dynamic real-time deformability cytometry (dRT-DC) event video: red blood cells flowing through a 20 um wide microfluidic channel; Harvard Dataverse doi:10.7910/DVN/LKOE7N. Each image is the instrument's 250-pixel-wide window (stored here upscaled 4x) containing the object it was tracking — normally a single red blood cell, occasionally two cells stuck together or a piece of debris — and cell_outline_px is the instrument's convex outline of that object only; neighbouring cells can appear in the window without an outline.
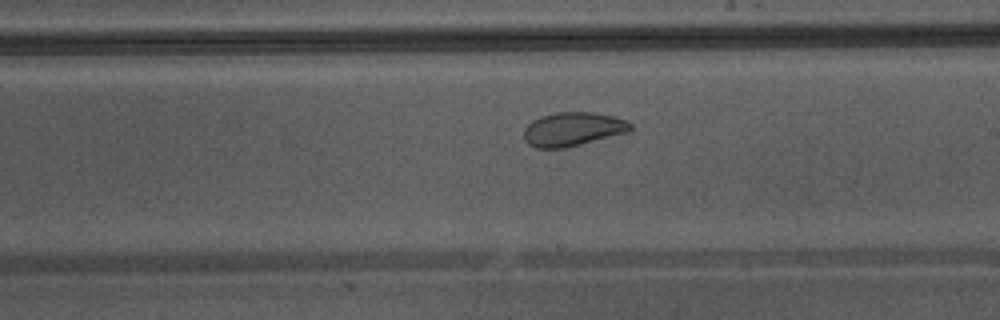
{"species": "Egyptian fruit bat (a non-hibernating species)", "species_latin": "Rousettus aegyptiacus", "temperature_condition": "warm", "stored_images_in_passage": 34, "camera_frame_rate_fps": 3000, "um_per_image_px": 0.085, "animal": {"sex": "male"}, "frame": {"image": 1, "passage_image": 15, "time_ms": 4.667, "image_size_px": [1000, 320], "cell_outline_px": [[632, 128], [628, 132], [564, 148], [536, 148], [528, 144], [524, 140], [524, 128], [532, 120], [540, 116], [556, 112], [592, 112], [612, 116], [628, 120], [632, 124]], "centroid_in_image_um": [48.67, 10.97], "position_along_channel_um": 240.3, "area_um2": 21.04}}
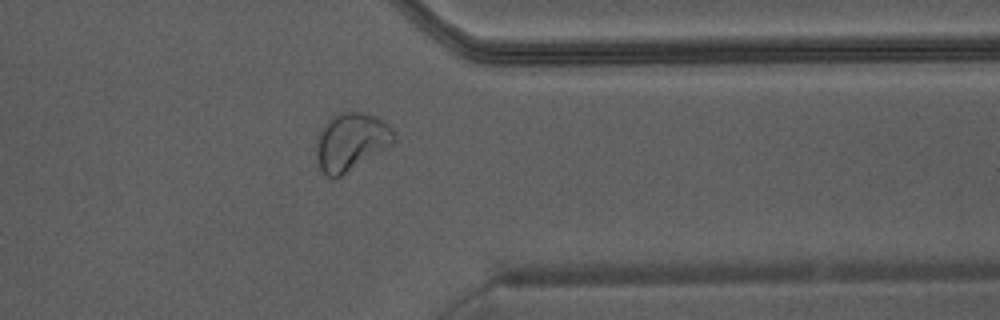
{"frame": {"image": 2, "passage_image": 25, "time_ms": 8.0, "image_size_px": [1000, 320], "cell_outline_px": [[396, 140], [336, 180], [328, 176], [320, 168], [316, 156], [316, 140], [320, 128], [328, 120], [340, 112], [360, 112], [384, 120], [396, 132]], "centroid_in_image_um": [29.81, 12.05], "position_along_channel_um": 381.6, "area_um2": 25.95}, "authors_computed_cell_mechanics": {"area_um2": 23.4957, "velocity_mm_per_s": 4.3409, "shape_relaxation_time_tau1_ms": null, "shape_relaxation_time_tau2_ms": 1.013, "deformation_change_tau1": null, "deformation_change_tau2": 0.0619}}